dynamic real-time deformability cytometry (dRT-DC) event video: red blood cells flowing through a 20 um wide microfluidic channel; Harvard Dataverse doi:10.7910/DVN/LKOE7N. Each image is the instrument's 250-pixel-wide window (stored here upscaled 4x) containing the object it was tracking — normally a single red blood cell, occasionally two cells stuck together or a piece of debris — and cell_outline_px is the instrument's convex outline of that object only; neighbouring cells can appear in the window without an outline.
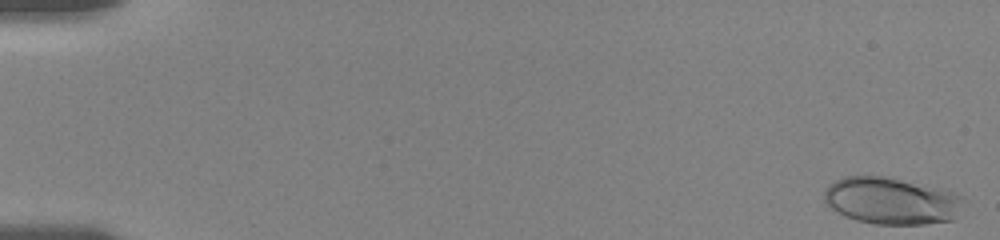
{"species": "human", "species_latin": "Homo sapiens", "temperature_condition": "room temperature", "stored_images_in_passage": 56, "camera_frame_rate_fps": 3000, "um_per_image_px": 0.085, "donor": {"sex": "female"}, "frame": {"image": 1, "passage_image": 1, "time_ms": 0.0, "image_size_px": [1000, 240], "cell_outline_px": [[968, 200], [956, 220], [924, 224], [876, 224], [856, 220], [844, 216], [832, 208], [824, 200], [824, 188], [828, 184], [844, 176], [884, 176], [952, 192], [964, 196]], "centroid_in_image_um": [75.82, 17.09], "position_along_channel_um": 9.2, "area_um2": 38.38}}
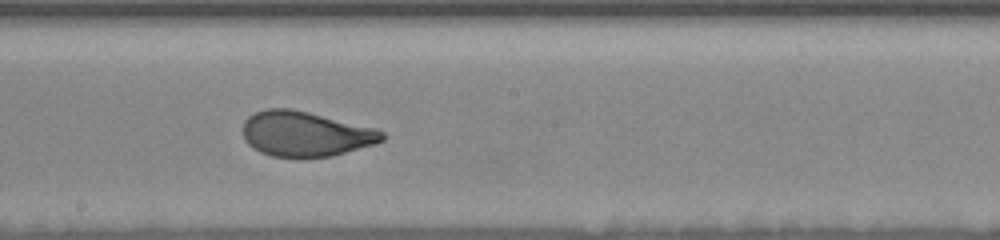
{"frame": {"image": 2, "passage_image": 32, "time_ms": 10.333, "image_size_px": [1000, 240], "cell_outline_px": [[384, 140], [376, 144], [332, 156], [272, 156], [260, 152], [252, 148], [244, 140], [244, 120], [248, 116], [256, 112], [268, 108], [292, 108], [376, 128], [384, 132]], "centroid_in_image_um": [25.97, 11.37], "position_along_channel_um": 222.2, "area_um2": 36.47}}
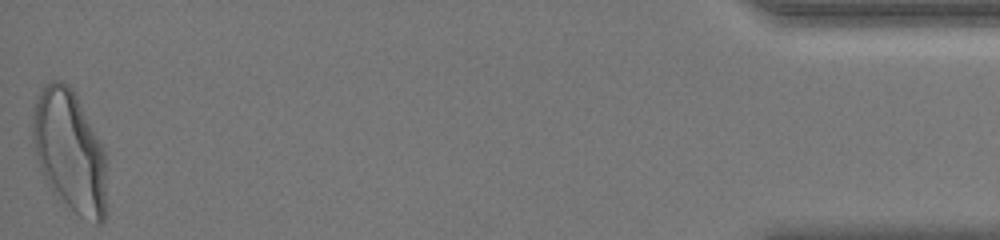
{"frame": {"image": 3, "passage_image": 56, "time_ms": 18.333, "image_size_px": [1000, 240], "cell_outline_px": [[104, 220], [100, 224], [96, 224], [80, 216], [52, 192], [40, 168], [36, 156], [32, 140], [32, 120], [36, 96], [52, 80], [60, 80], [68, 84], [72, 88], [104, 152]], "centroid_in_image_um": [5.87, 12.84], "position_along_channel_um": 429.3, "area_um2": 51.27}, "authors_computed_cell_mechanics": {"area_um2": 37.3388, "velocity_mm_per_s": 3.6165, "shape_relaxation_time_tau1_ms": 4.2436, "shape_relaxation_time_tau2_ms": null, "deformation_change_tau1": 0.1855, "deformation_change_tau2": null}}